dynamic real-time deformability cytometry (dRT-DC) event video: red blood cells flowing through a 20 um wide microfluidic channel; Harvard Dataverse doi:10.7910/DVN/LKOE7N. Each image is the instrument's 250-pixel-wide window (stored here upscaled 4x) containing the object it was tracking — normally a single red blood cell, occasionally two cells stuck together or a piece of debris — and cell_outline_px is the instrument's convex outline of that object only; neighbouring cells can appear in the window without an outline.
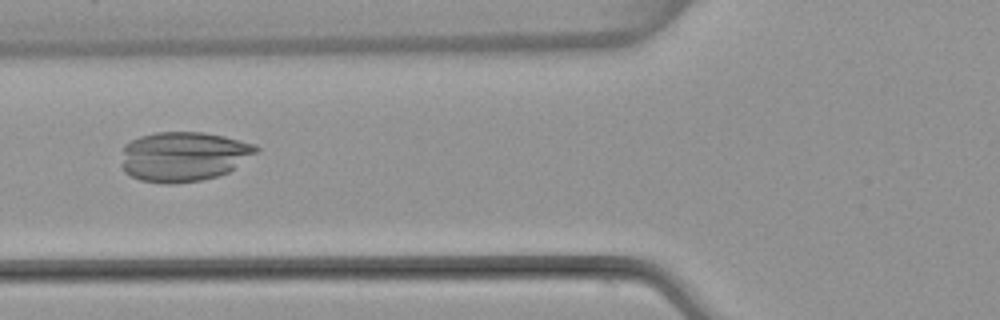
{"species": "common noctule bat (a hibernating species)", "species_latin": "Nyctalus noctula", "temperature_condition": "warm", "stored_images_in_passage": 5, "camera_frame_rate_fps": 3000, "um_per_image_px": 0.085, "animal": {"sex": "female", "body_mass_g": 22.7, "forearm_length_mm": 54.2}, "frame": {"image": 1, "passage_image": 5, "time_ms": 5.0, "image_size_px": [1000, 320], "cell_outline_px": [[260, 148], [256, 152], [228, 172], [216, 176], [200, 180], [172, 184], [168, 184], [140, 180], [124, 172], [124, 144], [140, 136], [156, 132], [204, 132], [224, 136], [256, 144]], "centroid_in_image_um": [15.62, 13.29], "position_along_channel_um": 110.2, "area_um2": 38.67}}